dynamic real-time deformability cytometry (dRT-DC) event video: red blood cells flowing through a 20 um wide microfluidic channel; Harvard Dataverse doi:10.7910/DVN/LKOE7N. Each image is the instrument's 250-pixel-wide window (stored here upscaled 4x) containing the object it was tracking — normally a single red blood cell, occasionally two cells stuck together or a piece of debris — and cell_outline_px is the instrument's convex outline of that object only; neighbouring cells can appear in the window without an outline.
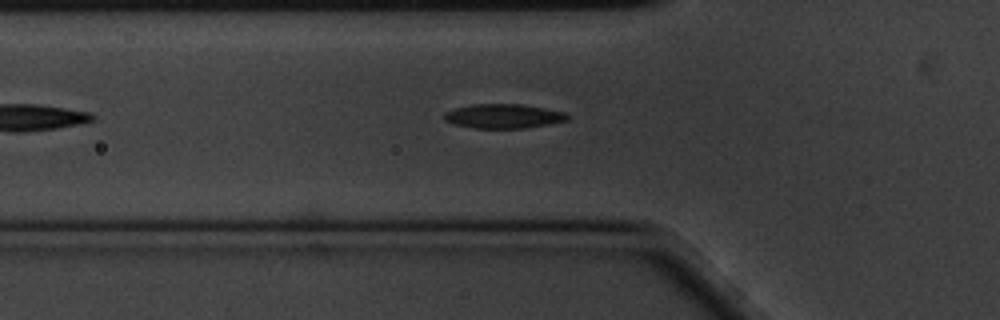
{"species": "common noctule bat (a hibernating species)", "species_latin": "Nyctalus noctula", "temperature_condition": "cold", "stored_images_in_passage": 41, "camera_frame_rate_fps": 3000, "um_per_image_px": 0.085, "animal": {"sex": "male", "body_mass_g": 20.1, "forearm_length_mm": 53.5}, "frame": {"image": 1, "passage_image": 9, "time_ms": 2.667, "image_size_px": [1000, 320], "cell_outline_px": [[568, 120], [528, 128], [472, 128], [456, 124], [444, 120], [444, 112], [456, 108], [472, 104], [524, 104], [564, 112], [568, 116]], "centroid_in_image_um": [42.79, 9.87], "position_along_channel_um": 83.0, "area_um2": 17.4}}
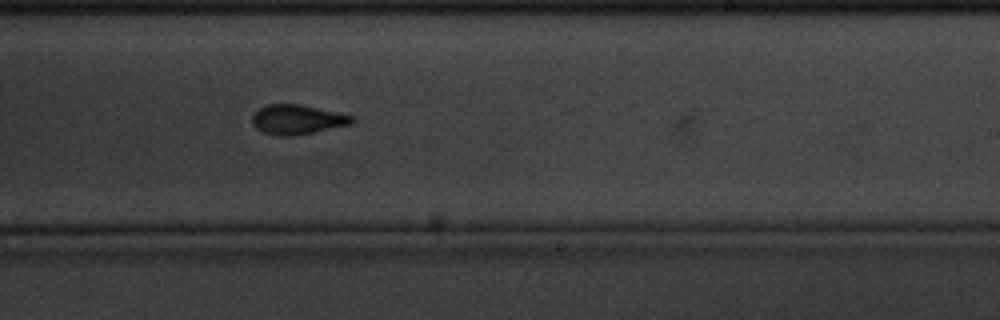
{"frame": {"image": 2, "passage_image": 25, "time_ms": 8.0, "image_size_px": [1000, 320], "cell_outline_px": [[356, 120], [352, 124], [292, 136], [280, 136], [264, 132], [256, 128], [252, 124], [252, 116], [260, 108], [268, 104], [300, 104], [356, 116]], "centroid_in_image_um": [25.3, 10.15], "position_along_channel_um": 263.7, "area_um2": 17.17}}
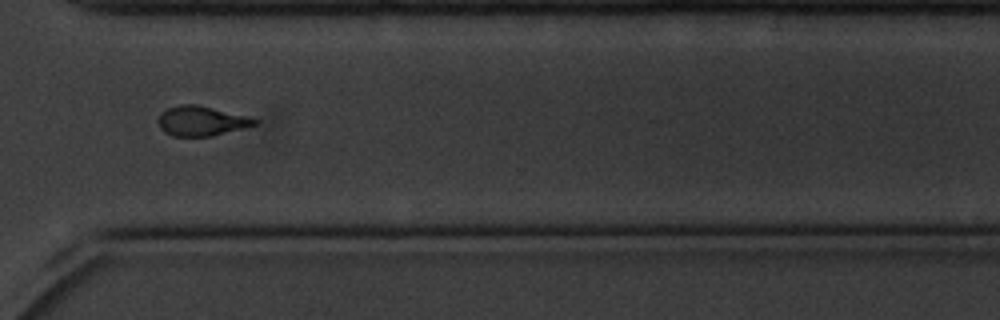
{"frame": {"image": 3, "passage_image": 33, "time_ms": 10.667, "image_size_px": [1000, 320], "cell_outline_px": [[260, 120], [256, 124], [212, 136], [172, 136], [164, 132], [160, 128], [160, 112], [168, 108], [180, 104], [196, 104]], "centroid_in_image_um": [17.07, 10.28], "position_along_channel_um": 353.5, "area_um2": 16.3}, "authors_computed_cell_mechanics": {"area_um2": 17.629, "velocity_mm_per_s": 3.3721, "shape_relaxation_time_tau1_ms": 3.9503, "shape_relaxation_time_tau2_ms": 3.424, "deformation_change_tau1": 0.1406, "deformation_change_tau2": 0.1044}}